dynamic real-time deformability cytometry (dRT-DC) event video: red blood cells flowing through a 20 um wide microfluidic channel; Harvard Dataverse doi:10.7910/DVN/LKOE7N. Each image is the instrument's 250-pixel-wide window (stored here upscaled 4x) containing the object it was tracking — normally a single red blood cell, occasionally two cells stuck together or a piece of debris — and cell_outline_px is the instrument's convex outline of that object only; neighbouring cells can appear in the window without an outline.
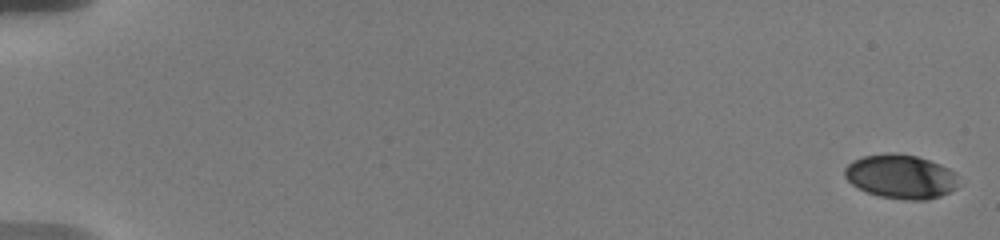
{"species": "human", "species_latin": "Homo sapiens", "temperature_condition": "warm", "stored_images_in_passage": 36, "camera_frame_rate_fps": 3000, "um_per_image_px": 0.085, "donor": {"sex": "male"}, "frame": {"image": 1, "passage_image": 1, "time_ms": 0.0, "image_size_px": [1000, 240], "cell_outline_px": [[956, 188], [940, 196], [928, 200], [904, 200], [880, 196], [868, 192], [852, 184], [844, 176], [844, 168], [852, 160], [864, 156], [888, 152], [896, 152], [916, 156], [940, 164], [956, 172]], "centroid_in_image_um": [76.55, 15.0], "position_along_channel_um": 8.4, "area_um2": 29.25}}
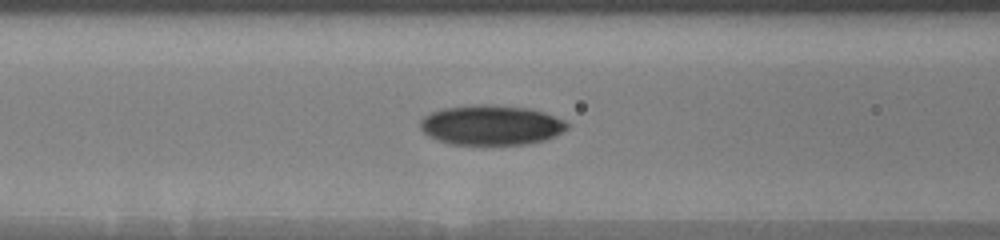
{"frame": {"image": 2, "passage_image": 16, "time_ms": 8.333, "image_size_px": [1000, 240], "cell_outline_px": [[568, 128], [556, 136], [544, 140], [528, 144], [448, 144], [428, 136], [420, 128], [420, 120], [424, 116], [432, 112], [444, 108], [476, 104], [488, 104], [532, 108], [544, 112], [564, 120], [568, 124]], "centroid_in_image_um": [41.76, 10.63], "position_along_channel_um": 124.8, "area_um2": 34.33}}
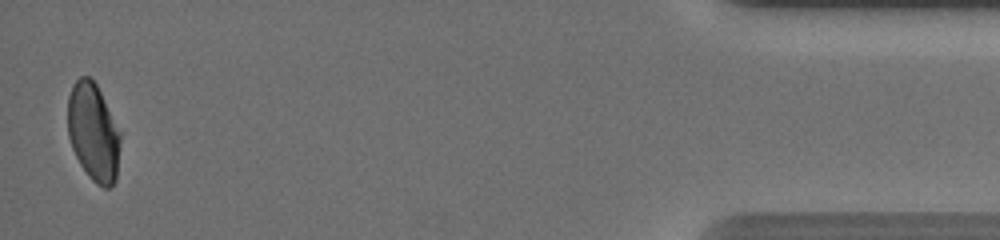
{"frame": {"image": 3, "passage_image": 36, "time_ms": 18.667, "image_size_px": [1000, 240], "cell_outline_px": [[120, 140], [116, 180], [108, 188], [104, 188], [96, 184], [88, 176], [80, 164], [72, 148], [68, 136], [68, 96], [72, 84], [80, 76], [88, 76], [96, 84], [120, 132]], "centroid_in_image_um": [7.91, 11.25], "position_along_channel_um": 427.3, "area_um2": 29.82}, "authors_computed_cell_mechanics": {"area_um2": 32.0212, "velocity_mm_per_s": 3.6187, "shape_relaxation_time_tau1_ms": 7.1732, "shape_relaxation_time_tau2_ms": 2.0102, "deformation_change_tau1": 0.1935, "deformation_change_tau2": 0.0523}}